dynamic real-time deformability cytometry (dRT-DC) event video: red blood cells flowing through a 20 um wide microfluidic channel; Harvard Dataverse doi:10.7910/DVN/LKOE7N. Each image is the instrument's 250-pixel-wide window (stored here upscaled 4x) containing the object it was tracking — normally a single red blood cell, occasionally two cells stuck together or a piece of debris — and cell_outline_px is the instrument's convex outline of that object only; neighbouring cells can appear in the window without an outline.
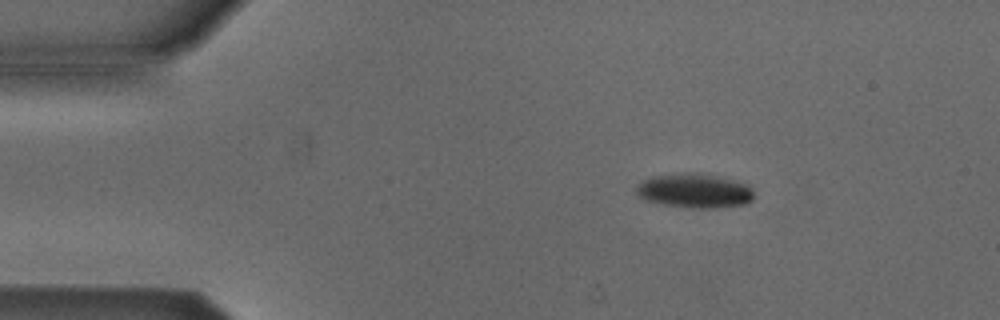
{"species": "Egyptian fruit bat (a non-hibernating species)", "species_latin": "Rousettus aegyptiacus", "temperature_condition": "cold", "stored_images_in_passage": 4, "camera_frame_rate_fps": 3000, "um_per_image_px": 0.085, "animal": {"sex": "male"}, "frame": {"image": 1, "passage_image": 2, "time_ms": 1.333, "image_size_px": [1000, 320], "cell_outline_px": [[756, 196], [748, 204], [716, 208], [688, 208], [664, 204], [648, 200], [640, 196], [636, 192], [636, 188], [644, 180], [652, 176], [692, 172], [732, 180], [748, 184], [752, 188]], "centroid_in_image_um": [59.11, 16.23], "position_along_channel_um": 25.9, "area_um2": 23.35}}
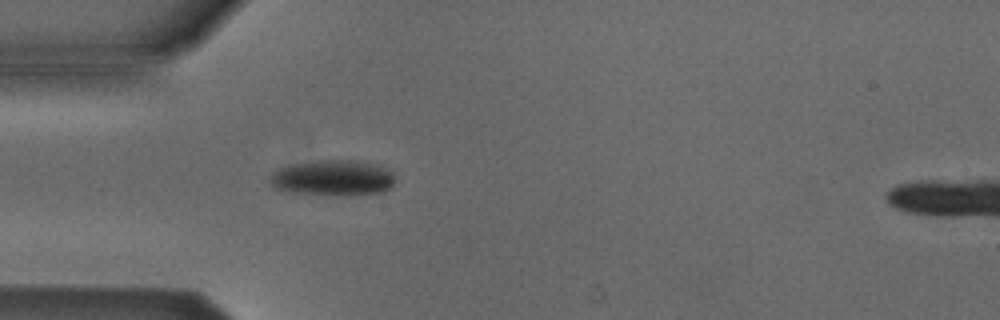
{"frame": {"image": 2, "passage_image": 4, "time_ms": 3.667, "image_size_px": [1000, 320], "cell_outline_px": [[396, 180], [388, 188], [380, 192], [348, 196], [292, 192], [276, 188], [272, 184], [272, 176], [280, 168], [288, 164], [320, 160], [356, 160], [380, 164], [392, 172]], "centroid_in_image_um": [28.37, 15.1], "position_along_channel_um": 56.6, "area_um2": 25.95}}